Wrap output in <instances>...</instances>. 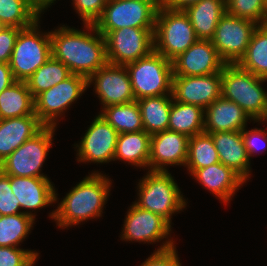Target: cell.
Instances as JSON below:
<instances>
[{
    "mask_svg": "<svg viewBox=\"0 0 267 266\" xmlns=\"http://www.w3.org/2000/svg\"><path fill=\"white\" fill-rule=\"evenodd\" d=\"M84 25L87 28L85 30H90L93 34L65 25L50 31L51 51L52 56L63 62L71 74L81 75L89 79L108 61L104 36L94 24Z\"/></svg>",
    "mask_w": 267,
    "mask_h": 266,
    "instance_id": "1",
    "label": "cell"
},
{
    "mask_svg": "<svg viewBox=\"0 0 267 266\" xmlns=\"http://www.w3.org/2000/svg\"><path fill=\"white\" fill-rule=\"evenodd\" d=\"M110 181L106 175L95 171L67 193L50 217L62 229L100 217L109 197Z\"/></svg>",
    "mask_w": 267,
    "mask_h": 266,
    "instance_id": "2",
    "label": "cell"
},
{
    "mask_svg": "<svg viewBox=\"0 0 267 266\" xmlns=\"http://www.w3.org/2000/svg\"><path fill=\"white\" fill-rule=\"evenodd\" d=\"M221 96L240 106L256 122L267 121V92L260 83L267 79L257 77L238 64H225L221 70Z\"/></svg>",
    "mask_w": 267,
    "mask_h": 266,
    "instance_id": "3",
    "label": "cell"
},
{
    "mask_svg": "<svg viewBox=\"0 0 267 266\" xmlns=\"http://www.w3.org/2000/svg\"><path fill=\"white\" fill-rule=\"evenodd\" d=\"M139 199L134 204L162 216L171 224L172 214L185 209L186 202L168 171H148L138 184Z\"/></svg>",
    "mask_w": 267,
    "mask_h": 266,
    "instance_id": "4",
    "label": "cell"
},
{
    "mask_svg": "<svg viewBox=\"0 0 267 266\" xmlns=\"http://www.w3.org/2000/svg\"><path fill=\"white\" fill-rule=\"evenodd\" d=\"M198 40L184 10L161 7L157 10L154 51L172 61Z\"/></svg>",
    "mask_w": 267,
    "mask_h": 266,
    "instance_id": "5",
    "label": "cell"
},
{
    "mask_svg": "<svg viewBox=\"0 0 267 266\" xmlns=\"http://www.w3.org/2000/svg\"><path fill=\"white\" fill-rule=\"evenodd\" d=\"M136 100L172 94V61L153 51L125 65Z\"/></svg>",
    "mask_w": 267,
    "mask_h": 266,
    "instance_id": "6",
    "label": "cell"
},
{
    "mask_svg": "<svg viewBox=\"0 0 267 266\" xmlns=\"http://www.w3.org/2000/svg\"><path fill=\"white\" fill-rule=\"evenodd\" d=\"M38 23L19 31L9 62L15 80L25 81L52 56L50 32L40 34Z\"/></svg>",
    "mask_w": 267,
    "mask_h": 266,
    "instance_id": "7",
    "label": "cell"
},
{
    "mask_svg": "<svg viewBox=\"0 0 267 266\" xmlns=\"http://www.w3.org/2000/svg\"><path fill=\"white\" fill-rule=\"evenodd\" d=\"M55 128L44 126L5 158L0 163V170L6 175L48 178L40 172L52 145Z\"/></svg>",
    "mask_w": 267,
    "mask_h": 266,
    "instance_id": "8",
    "label": "cell"
},
{
    "mask_svg": "<svg viewBox=\"0 0 267 266\" xmlns=\"http://www.w3.org/2000/svg\"><path fill=\"white\" fill-rule=\"evenodd\" d=\"M157 9L149 2L107 0L96 29L105 37L110 31L124 27L155 28Z\"/></svg>",
    "mask_w": 267,
    "mask_h": 266,
    "instance_id": "9",
    "label": "cell"
},
{
    "mask_svg": "<svg viewBox=\"0 0 267 266\" xmlns=\"http://www.w3.org/2000/svg\"><path fill=\"white\" fill-rule=\"evenodd\" d=\"M154 29L124 27L110 31L104 38L107 61L125 66L154 51Z\"/></svg>",
    "mask_w": 267,
    "mask_h": 266,
    "instance_id": "10",
    "label": "cell"
},
{
    "mask_svg": "<svg viewBox=\"0 0 267 266\" xmlns=\"http://www.w3.org/2000/svg\"><path fill=\"white\" fill-rule=\"evenodd\" d=\"M88 88V79L71 74L65 80L40 93L35 99V114L44 126L56 127V117L78 99Z\"/></svg>",
    "mask_w": 267,
    "mask_h": 266,
    "instance_id": "11",
    "label": "cell"
},
{
    "mask_svg": "<svg viewBox=\"0 0 267 266\" xmlns=\"http://www.w3.org/2000/svg\"><path fill=\"white\" fill-rule=\"evenodd\" d=\"M258 24L225 13L217 24L212 43L226 64H237L245 55Z\"/></svg>",
    "mask_w": 267,
    "mask_h": 266,
    "instance_id": "12",
    "label": "cell"
},
{
    "mask_svg": "<svg viewBox=\"0 0 267 266\" xmlns=\"http://www.w3.org/2000/svg\"><path fill=\"white\" fill-rule=\"evenodd\" d=\"M93 83L103 108L136 100L125 66L107 63L88 79V87Z\"/></svg>",
    "mask_w": 267,
    "mask_h": 266,
    "instance_id": "13",
    "label": "cell"
},
{
    "mask_svg": "<svg viewBox=\"0 0 267 266\" xmlns=\"http://www.w3.org/2000/svg\"><path fill=\"white\" fill-rule=\"evenodd\" d=\"M118 132L99 114L77 145L78 162L107 163L113 160Z\"/></svg>",
    "mask_w": 267,
    "mask_h": 266,
    "instance_id": "14",
    "label": "cell"
},
{
    "mask_svg": "<svg viewBox=\"0 0 267 266\" xmlns=\"http://www.w3.org/2000/svg\"><path fill=\"white\" fill-rule=\"evenodd\" d=\"M221 88V72L203 76L172 77L173 99L199 106L204 110L221 97Z\"/></svg>",
    "mask_w": 267,
    "mask_h": 266,
    "instance_id": "15",
    "label": "cell"
},
{
    "mask_svg": "<svg viewBox=\"0 0 267 266\" xmlns=\"http://www.w3.org/2000/svg\"><path fill=\"white\" fill-rule=\"evenodd\" d=\"M226 63L212 40H197L172 60L173 76H203L221 72Z\"/></svg>",
    "mask_w": 267,
    "mask_h": 266,
    "instance_id": "16",
    "label": "cell"
},
{
    "mask_svg": "<svg viewBox=\"0 0 267 266\" xmlns=\"http://www.w3.org/2000/svg\"><path fill=\"white\" fill-rule=\"evenodd\" d=\"M190 137L165 130L151 135L148 169L168 171V165H186Z\"/></svg>",
    "mask_w": 267,
    "mask_h": 266,
    "instance_id": "17",
    "label": "cell"
},
{
    "mask_svg": "<svg viewBox=\"0 0 267 266\" xmlns=\"http://www.w3.org/2000/svg\"><path fill=\"white\" fill-rule=\"evenodd\" d=\"M124 220L121 238L126 241L155 243L166 238L171 224L162 216L132 204Z\"/></svg>",
    "mask_w": 267,
    "mask_h": 266,
    "instance_id": "18",
    "label": "cell"
},
{
    "mask_svg": "<svg viewBox=\"0 0 267 266\" xmlns=\"http://www.w3.org/2000/svg\"><path fill=\"white\" fill-rule=\"evenodd\" d=\"M10 185L21 209H42L57 201V193L49 178L10 175Z\"/></svg>",
    "mask_w": 267,
    "mask_h": 266,
    "instance_id": "19",
    "label": "cell"
},
{
    "mask_svg": "<svg viewBox=\"0 0 267 266\" xmlns=\"http://www.w3.org/2000/svg\"><path fill=\"white\" fill-rule=\"evenodd\" d=\"M211 135L219 161L236 172L246 183L250 172V159L244 144L242 130L214 132Z\"/></svg>",
    "mask_w": 267,
    "mask_h": 266,
    "instance_id": "20",
    "label": "cell"
},
{
    "mask_svg": "<svg viewBox=\"0 0 267 266\" xmlns=\"http://www.w3.org/2000/svg\"><path fill=\"white\" fill-rule=\"evenodd\" d=\"M204 132L241 131L250 117L233 101L222 96L204 110Z\"/></svg>",
    "mask_w": 267,
    "mask_h": 266,
    "instance_id": "21",
    "label": "cell"
},
{
    "mask_svg": "<svg viewBox=\"0 0 267 266\" xmlns=\"http://www.w3.org/2000/svg\"><path fill=\"white\" fill-rule=\"evenodd\" d=\"M192 176L208 189L212 194H215L220 200L227 203L231 200L239 189L244 184V180L231 168L223 165L221 162L210 166L196 169Z\"/></svg>",
    "mask_w": 267,
    "mask_h": 266,
    "instance_id": "22",
    "label": "cell"
},
{
    "mask_svg": "<svg viewBox=\"0 0 267 266\" xmlns=\"http://www.w3.org/2000/svg\"><path fill=\"white\" fill-rule=\"evenodd\" d=\"M43 127L36 115L0 119V163Z\"/></svg>",
    "mask_w": 267,
    "mask_h": 266,
    "instance_id": "23",
    "label": "cell"
},
{
    "mask_svg": "<svg viewBox=\"0 0 267 266\" xmlns=\"http://www.w3.org/2000/svg\"><path fill=\"white\" fill-rule=\"evenodd\" d=\"M184 12L198 40H212L219 20L226 13V0H200L187 6Z\"/></svg>",
    "mask_w": 267,
    "mask_h": 266,
    "instance_id": "24",
    "label": "cell"
},
{
    "mask_svg": "<svg viewBox=\"0 0 267 266\" xmlns=\"http://www.w3.org/2000/svg\"><path fill=\"white\" fill-rule=\"evenodd\" d=\"M151 135L139 132L119 133L114 160H123L136 167H148Z\"/></svg>",
    "mask_w": 267,
    "mask_h": 266,
    "instance_id": "25",
    "label": "cell"
},
{
    "mask_svg": "<svg viewBox=\"0 0 267 266\" xmlns=\"http://www.w3.org/2000/svg\"><path fill=\"white\" fill-rule=\"evenodd\" d=\"M35 114L34 98L25 81L16 80L0 93V119Z\"/></svg>",
    "mask_w": 267,
    "mask_h": 266,
    "instance_id": "26",
    "label": "cell"
},
{
    "mask_svg": "<svg viewBox=\"0 0 267 266\" xmlns=\"http://www.w3.org/2000/svg\"><path fill=\"white\" fill-rule=\"evenodd\" d=\"M173 95L144 97L137 100L143 121L144 131L153 135L168 130Z\"/></svg>",
    "mask_w": 267,
    "mask_h": 266,
    "instance_id": "27",
    "label": "cell"
},
{
    "mask_svg": "<svg viewBox=\"0 0 267 266\" xmlns=\"http://www.w3.org/2000/svg\"><path fill=\"white\" fill-rule=\"evenodd\" d=\"M168 130L184 134L188 137L204 132V109L173 99Z\"/></svg>",
    "mask_w": 267,
    "mask_h": 266,
    "instance_id": "28",
    "label": "cell"
},
{
    "mask_svg": "<svg viewBox=\"0 0 267 266\" xmlns=\"http://www.w3.org/2000/svg\"><path fill=\"white\" fill-rule=\"evenodd\" d=\"M237 64L257 77L267 79V24L257 26L245 55Z\"/></svg>",
    "mask_w": 267,
    "mask_h": 266,
    "instance_id": "29",
    "label": "cell"
},
{
    "mask_svg": "<svg viewBox=\"0 0 267 266\" xmlns=\"http://www.w3.org/2000/svg\"><path fill=\"white\" fill-rule=\"evenodd\" d=\"M100 115L118 132L129 133L144 130L141 110L137 100L102 108Z\"/></svg>",
    "mask_w": 267,
    "mask_h": 266,
    "instance_id": "30",
    "label": "cell"
},
{
    "mask_svg": "<svg viewBox=\"0 0 267 266\" xmlns=\"http://www.w3.org/2000/svg\"><path fill=\"white\" fill-rule=\"evenodd\" d=\"M71 75L68 67L51 56L39 69L25 80L29 91L35 99L40 93L57 85Z\"/></svg>",
    "mask_w": 267,
    "mask_h": 266,
    "instance_id": "31",
    "label": "cell"
},
{
    "mask_svg": "<svg viewBox=\"0 0 267 266\" xmlns=\"http://www.w3.org/2000/svg\"><path fill=\"white\" fill-rule=\"evenodd\" d=\"M219 157L210 134L200 133L189 139L188 158L186 167L191 174L196 169H201L218 163Z\"/></svg>",
    "mask_w": 267,
    "mask_h": 266,
    "instance_id": "32",
    "label": "cell"
},
{
    "mask_svg": "<svg viewBox=\"0 0 267 266\" xmlns=\"http://www.w3.org/2000/svg\"><path fill=\"white\" fill-rule=\"evenodd\" d=\"M40 17L28 0H0V21L8 27L28 28Z\"/></svg>",
    "mask_w": 267,
    "mask_h": 266,
    "instance_id": "33",
    "label": "cell"
},
{
    "mask_svg": "<svg viewBox=\"0 0 267 266\" xmlns=\"http://www.w3.org/2000/svg\"><path fill=\"white\" fill-rule=\"evenodd\" d=\"M34 221L25 213L0 216V246L17 247L28 235Z\"/></svg>",
    "mask_w": 267,
    "mask_h": 266,
    "instance_id": "34",
    "label": "cell"
},
{
    "mask_svg": "<svg viewBox=\"0 0 267 266\" xmlns=\"http://www.w3.org/2000/svg\"><path fill=\"white\" fill-rule=\"evenodd\" d=\"M226 12L258 25L267 24L265 0H226Z\"/></svg>",
    "mask_w": 267,
    "mask_h": 266,
    "instance_id": "35",
    "label": "cell"
},
{
    "mask_svg": "<svg viewBox=\"0 0 267 266\" xmlns=\"http://www.w3.org/2000/svg\"><path fill=\"white\" fill-rule=\"evenodd\" d=\"M20 209V202L11 189L10 175H6L0 170V216L25 213L35 219V214H32L31 211L21 212Z\"/></svg>",
    "mask_w": 267,
    "mask_h": 266,
    "instance_id": "36",
    "label": "cell"
},
{
    "mask_svg": "<svg viewBox=\"0 0 267 266\" xmlns=\"http://www.w3.org/2000/svg\"><path fill=\"white\" fill-rule=\"evenodd\" d=\"M37 257L35 251L0 246V266H31Z\"/></svg>",
    "mask_w": 267,
    "mask_h": 266,
    "instance_id": "37",
    "label": "cell"
},
{
    "mask_svg": "<svg viewBox=\"0 0 267 266\" xmlns=\"http://www.w3.org/2000/svg\"><path fill=\"white\" fill-rule=\"evenodd\" d=\"M162 244L140 266H181L174 242L170 239Z\"/></svg>",
    "mask_w": 267,
    "mask_h": 266,
    "instance_id": "38",
    "label": "cell"
},
{
    "mask_svg": "<svg viewBox=\"0 0 267 266\" xmlns=\"http://www.w3.org/2000/svg\"><path fill=\"white\" fill-rule=\"evenodd\" d=\"M84 24H95L101 17L107 0H72Z\"/></svg>",
    "mask_w": 267,
    "mask_h": 266,
    "instance_id": "39",
    "label": "cell"
},
{
    "mask_svg": "<svg viewBox=\"0 0 267 266\" xmlns=\"http://www.w3.org/2000/svg\"><path fill=\"white\" fill-rule=\"evenodd\" d=\"M20 30L17 27H6L0 33V63L9 64Z\"/></svg>",
    "mask_w": 267,
    "mask_h": 266,
    "instance_id": "40",
    "label": "cell"
},
{
    "mask_svg": "<svg viewBox=\"0 0 267 266\" xmlns=\"http://www.w3.org/2000/svg\"><path fill=\"white\" fill-rule=\"evenodd\" d=\"M245 130V128L242 130V136L250 159L253 153L255 154V152L258 150V148H262L258 146V141L261 139L264 140V142H267V132H265L263 129L261 130L258 128L249 131Z\"/></svg>",
    "mask_w": 267,
    "mask_h": 266,
    "instance_id": "41",
    "label": "cell"
},
{
    "mask_svg": "<svg viewBox=\"0 0 267 266\" xmlns=\"http://www.w3.org/2000/svg\"><path fill=\"white\" fill-rule=\"evenodd\" d=\"M15 81L9 64L0 63V93Z\"/></svg>",
    "mask_w": 267,
    "mask_h": 266,
    "instance_id": "42",
    "label": "cell"
},
{
    "mask_svg": "<svg viewBox=\"0 0 267 266\" xmlns=\"http://www.w3.org/2000/svg\"><path fill=\"white\" fill-rule=\"evenodd\" d=\"M200 0H164L163 7L173 10H184L187 6Z\"/></svg>",
    "mask_w": 267,
    "mask_h": 266,
    "instance_id": "43",
    "label": "cell"
},
{
    "mask_svg": "<svg viewBox=\"0 0 267 266\" xmlns=\"http://www.w3.org/2000/svg\"><path fill=\"white\" fill-rule=\"evenodd\" d=\"M56 0H28L31 7L39 14L41 15L42 12H44L45 9H47L52 3H54Z\"/></svg>",
    "mask_w": 267,
    "mask_h": 266,
    "instance_id": "44",
    "label": "cell"
},
{
    "mask_svg": "<svg viewBox=\"0 0 267 266\" xmlns=\"http://www.w3.org/2000/svg\"><path fill=\"white\" fill-rule=\"evenodd\" d=\"M134 1H143L151 3L157 10H159L164 5V0H134Z\"/></svg>",
    "mask_w": 267,
    "mask_h": 266,
    "instance_id": "45",
    "label": "cell"
},
{
    "mask_svg": "<svg viewBox=\"0 0 267 266\" xmlns=\"http://www.w3.org/2000/svg\"><path fill=\"white\" fill-rule=\"evenodd\" d=\"M8 26H6L2 21H0V33Z\"/></svg>",
    "mask_w": 267,
    "mask_h": 266,
    "instance_id": "46",
    "label": "cell"
}]
</instances>
